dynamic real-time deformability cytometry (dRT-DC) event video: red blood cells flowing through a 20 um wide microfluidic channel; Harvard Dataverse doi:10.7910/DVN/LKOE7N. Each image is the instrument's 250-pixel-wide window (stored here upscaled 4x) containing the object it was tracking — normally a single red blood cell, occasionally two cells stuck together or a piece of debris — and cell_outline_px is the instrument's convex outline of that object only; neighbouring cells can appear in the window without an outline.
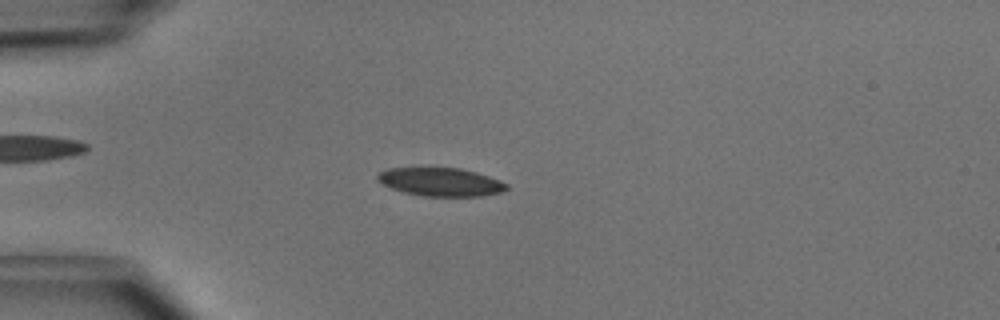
{"species": "common noctule bat (a hibernating species)", "species_latin": "Nyctalus noctula", "temperature_condition": "cold", "stored_images_in_passage": 45, "camera_frame_rate_fps": 3000, "um_per_image_px": 0.085, "animal": {"sex": "male", "body_mass_g": 15.6}, "frame": {"image": 1, "passage_image": 13, "time_ms": 4.0, "image_size_px": [1000, 320], "cell_outline_px": [[508, 188], [504, 192], [480, 196], [424, 196], [404, 192], [380, 184], [376, 180], [376, 176], [380, 172], [388, 168], [460, 168], [476, 172], [500, 180], [508, 184]], "centroid_in_image_um": [37.46, 15.47], "position_along_channel_um": 47.5, "area_um2": 21.39}}
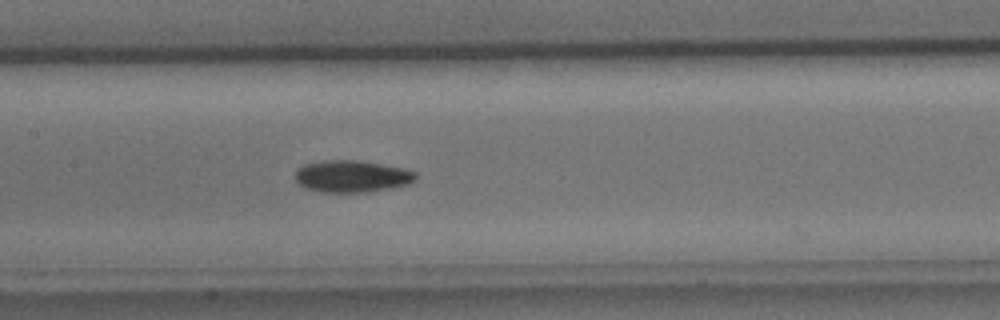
{"frame": {"image": 2, "passage_image": 24, "time_ms": 7.667, "image_size_px": [1000, 320], "cell_outline_px": [[416, 180], [408, 184], [392, 188], [368, 192], [320, 192], [304, 188], [296, 180], [296, 172], [304, 164], [324, 160], [356, 160], [404, 168], [416, 172]], "centroid_in_image_um": [29.92, 14.99], "position_along_channel_um": 177.5, "area_um2": 22.43}}
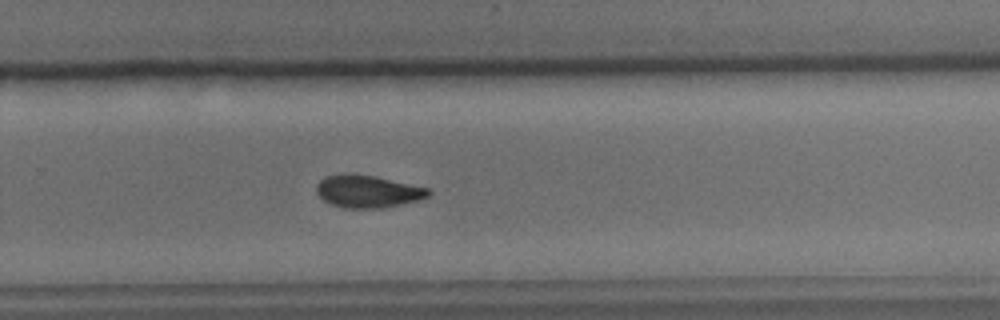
{"frame": {"image": 3, "passage_image": 33, "time_ms": 10.667, "image_size_px": [1000, 320], "cell_outline_px": [[432, 192], [428, 196], [416, 200], [400, 204], [380, 208], [344, 208], [332, 204], [324, 200], [316, 192], [316, 184], [324, 176], [344, 172], [376, 176], [428, 188]], "centroid_in_image_um": [31.2, 16.24], "position_along_channel_um": 298.6, "area_um2": 21.21}}